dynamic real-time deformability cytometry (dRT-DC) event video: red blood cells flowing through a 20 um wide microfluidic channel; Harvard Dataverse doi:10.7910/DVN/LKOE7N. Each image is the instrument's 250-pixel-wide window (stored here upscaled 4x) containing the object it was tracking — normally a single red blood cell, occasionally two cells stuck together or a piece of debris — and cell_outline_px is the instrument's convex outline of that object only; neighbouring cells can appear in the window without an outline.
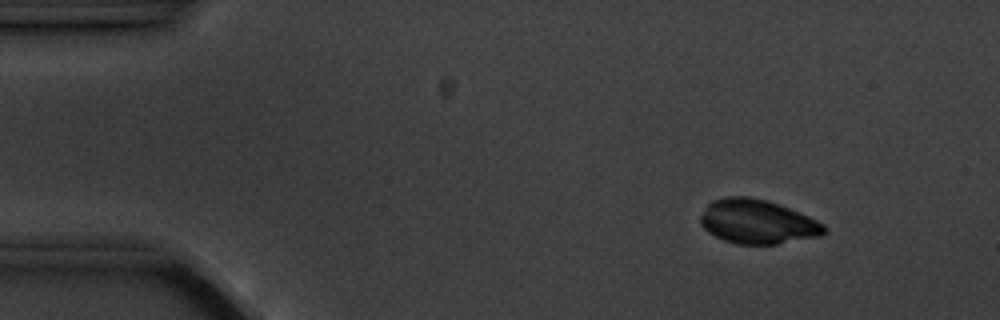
{"species": "common noctule bat (a hibernating species)", "species_latin": "Nyctalus noctula", "temperature_condition": "cold", "stored_images_in_passage": 4, "camera_frame_rate_fps": 3000, "um_per_image_px": 0.085, "animal": {"sex": "male", "body_mass_g": 20.1, "forearm_length_mm": 53.5}, "frame": {"image": 1, "passage_image": 2, "time_ms": 1.333, "image_size_px": [1000, 320], "cell_outline_px": [[824, 232], [820, 236], [776, 244], [736, 244], [724, 240], [708, 232], [700, 224], [700, 216], [708, 204], [712, 200], [724, 196], [748, 196], [780, 204], [808, 216], [824, 224]], "centroid_in_image_um": [64.35, 18.84], "position_along_channel_um": 20.7, "area_um2": 31.73}}